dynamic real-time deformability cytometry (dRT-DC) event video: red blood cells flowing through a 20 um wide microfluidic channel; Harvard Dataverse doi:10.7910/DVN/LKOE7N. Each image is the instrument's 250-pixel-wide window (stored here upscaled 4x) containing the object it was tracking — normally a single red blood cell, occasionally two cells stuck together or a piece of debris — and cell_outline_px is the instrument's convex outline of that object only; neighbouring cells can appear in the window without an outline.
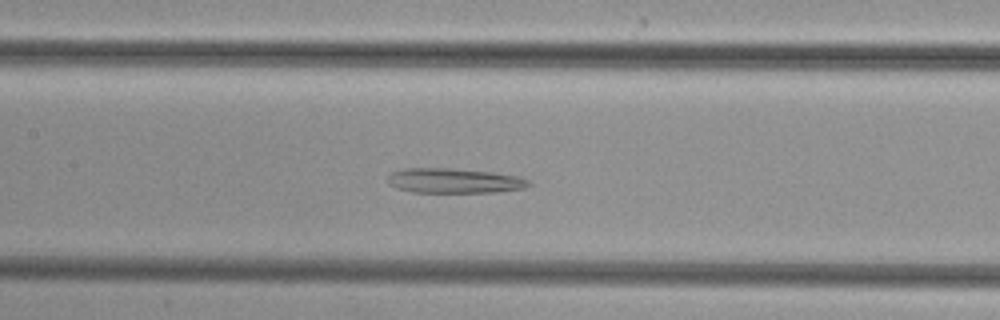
{"species": "common noctule bat (a hibernating species)", "species_latin": "Nyctalus noctula", "temperature_condition": "cold", "stored_images_in_passage": 43, "camera_frame_rate_fps": 3000, "um_per_image_px": 0.085, "animal": {"sex": "female", "body_mass_g": 29.2, "forearm_length_mm": 56.3}, "frame": {"image": 1, "passage_image": 16, "time_ms": 5.0, "image_size_px": [1000, 320], "cell_outline_px": [[532, 184], [524, 188], [496, 192], [412, 192], [396, 188], [388, 184], [388, 176], [392, 172], [404, 168], [448, 168], [492, 172], [520, 176], [528, 180]], "centroid_in_image_um": [38.6, 15.36], "position_along_channel_um": 168.8, "area_um2": 20.46}}
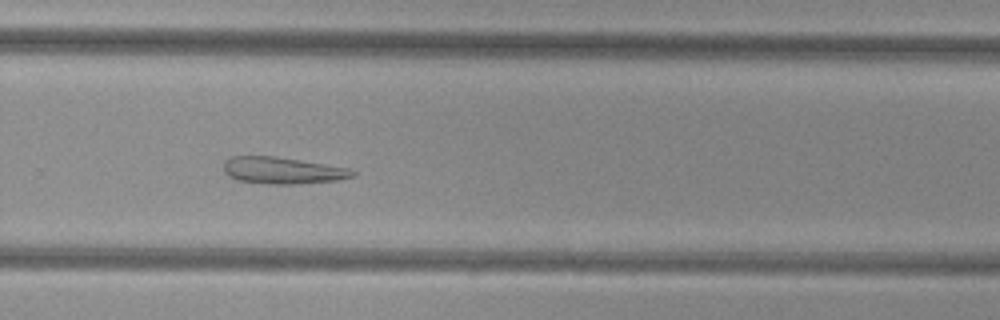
{"frame": {"image": 2, "passage_image": 26, "time_ms": 8.333, "image_size_px": [1000, 320], "cell_outline_px": [[356, 176], [336, 180], [296, 184], [268, 184], [236, 180], [228, 176], [224, 172], [224, 160], [232, 156], [276, 156], [348, 168], [356, 172]], "centroid_in_image_um": [23.98, 14.49], "position_along_channel_um": 305.8, "area_um2": 20.11}}
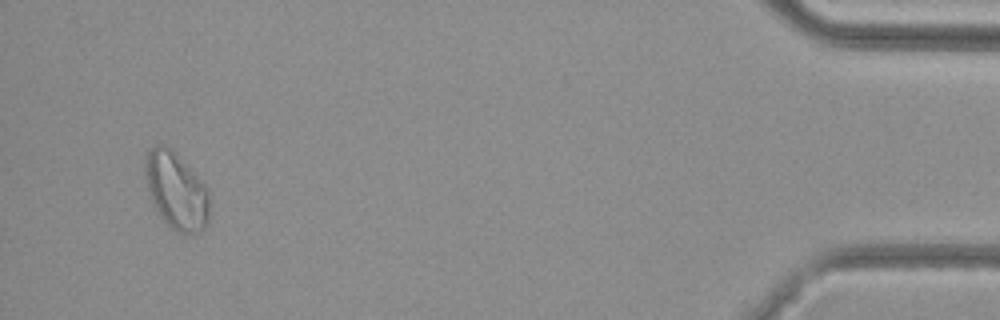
{"frame": {"image": 3, "passage_image": 40, "time_ms": 13.0, "image_size_px": [1000, 320], "cell_outline_px": [[208, 224], [200, 232], [184, 236], [176, 232], [168, 224], [152, 204], [144, 176], [144, 160], [148, 152], [156, 144], [160, 144], [176, 152], [208, 188]], "centroid_in_image_um": [14.97, 16.24], "position_along_channel_um": 420.2, "area_um2": 29.02}}